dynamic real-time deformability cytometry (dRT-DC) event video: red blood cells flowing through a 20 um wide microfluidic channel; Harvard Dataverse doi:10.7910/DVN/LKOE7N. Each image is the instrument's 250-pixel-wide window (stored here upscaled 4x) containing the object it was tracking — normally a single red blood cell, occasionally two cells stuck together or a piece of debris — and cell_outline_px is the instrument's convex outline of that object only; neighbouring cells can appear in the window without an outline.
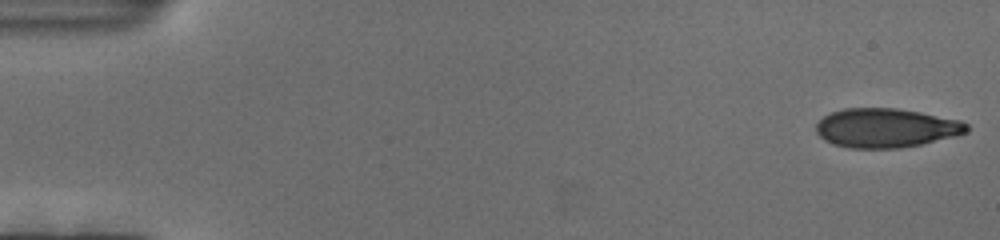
{"species": "human", "species_latin": "Homo sapiens", "temperature_condition": "cold", "stored_images_in_passage": 116, "camera_frame_rate_fps": 3000, "um_per_image_px": 0.085, "donor": {"sex": "female"}, "frame": {"image": 1, "passage_image": 1, "time_ms": 0.0, "image_size_px": [1000, 240], "cell_outline_px": [[968, 132], [956, 136], [920, 144], [900, 148], [848, 148], [832, 144], [824, 140], [816, 132], [816, 124], [824, 116], [832, 112], [844, 108], [896, 108], [920, 112], [960, 120], [968, 124]], "centroid_in_image_um": [75.3, 10.88], "position_along_channel_um": 9.7, "area_um2": 34.39}}
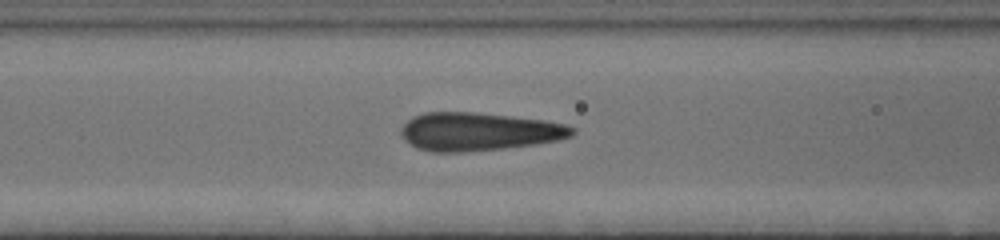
{"frame": {"image": 2, "passage_image": 47, "time_ms": 15.333, "image_size_px": [1000, 240], "cell_outline_px": [[576, 132], [572, 136], [556, 140], [532, 144], [504, 148], [460, 152], [432, 152], [416, 148], [404, 140], [400, 132], [400, 128], [412, 116], [424, 112], [476, 112], [544, 120], [568, 124], [576, 128]], "centroid_in_image_um": [40.67, 11.18], "position_along_channel_um": 125.9, "area_um2": 38.21}}
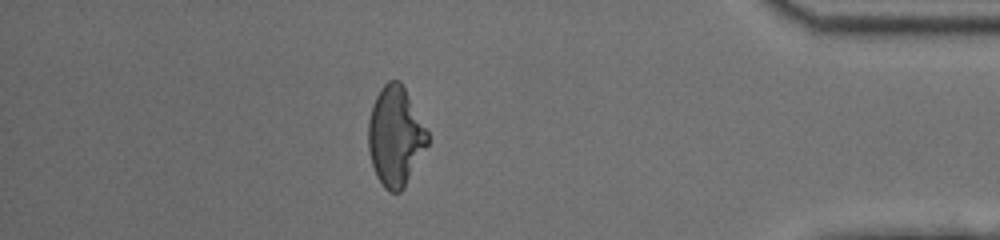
{"frame": {"image": 3, "passage_image": 101, "time_ms": 33.333, "image_size_px": [1000, 240], "cell_outline_px": [[428, 144], [404, 188], [400, 192], [388, 192], [384, 188], [376, 176], [368, 152], [368, 120], [372, 104], [380, 88], [388, 80], [400, 80], [428, 132]], "centroid_in_image_um": [33.58, 11.6], "position_along_channel_um": 401.6, "area_um2": 34.39}}